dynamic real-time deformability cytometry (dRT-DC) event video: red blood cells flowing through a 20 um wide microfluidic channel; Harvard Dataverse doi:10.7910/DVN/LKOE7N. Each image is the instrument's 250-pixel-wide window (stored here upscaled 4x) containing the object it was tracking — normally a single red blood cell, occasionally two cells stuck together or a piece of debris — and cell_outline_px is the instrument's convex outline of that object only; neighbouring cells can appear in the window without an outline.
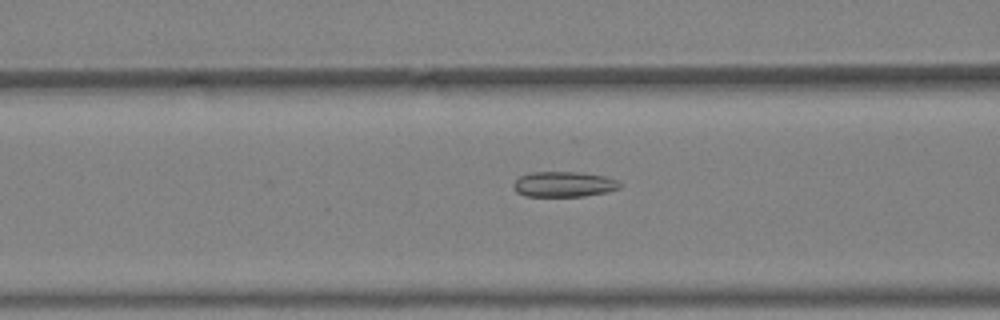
{"species": "Egyptian fruit bat (a non-hibernating species)", "species_latin": "Rousettus aegyptiacus", "temperature_condition": "warm", "stored_images_in_passage": 19, "camera_frame_rate_fps": 3000, "um_per_image_px": 0.085, "animal": {"sex": "female"}, "frame": {"image": 1, "passage_image": 14, "time_ms": 4.333, "image_size_px": [1000, 320], "cell_outline_px": [[624, 184], [620, 188], [604, 192], [584, 196], [524, 196], [516, 192], [512, 188], [512, 184], [520, 176], [528, 172], [580, 172], [604, 176], [616, 180]], "centroid_in_image_um": [47.89, 15.66], "position_along_channel_um": 118.7, "area_um2": 15.84}}